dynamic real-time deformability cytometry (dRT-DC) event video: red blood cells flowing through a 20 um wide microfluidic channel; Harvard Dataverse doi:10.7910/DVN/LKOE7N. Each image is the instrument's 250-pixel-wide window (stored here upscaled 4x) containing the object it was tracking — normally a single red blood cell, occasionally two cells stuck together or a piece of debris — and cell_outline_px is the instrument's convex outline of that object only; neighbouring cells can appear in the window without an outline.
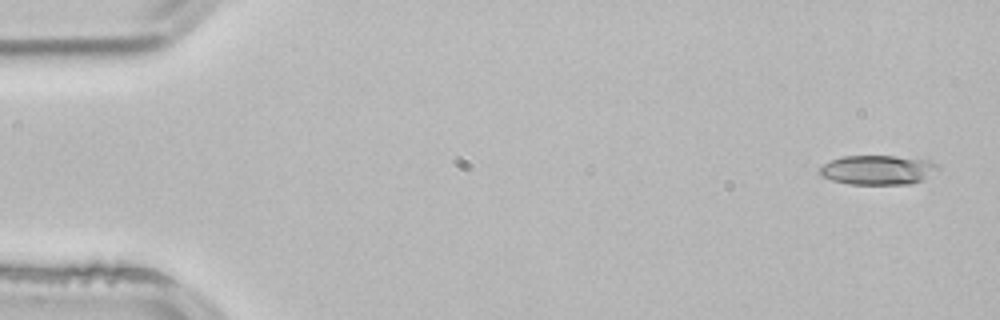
{"species": "common noctule bat (a hibernating species)", "species_latin": "Nyctalus noctula", "temperature_condition": "room temperature", "stored_images_in_passage": 51, "camera_frame_rate_fps": 3000, "um_per_image_px": 0.085, "animal": {"sex": "male", "body_mass_g": 21.5, "forearm_length_mm": 52.0}, "frame": {"image": 1, "passage_image": 1, "time_ms": 0.0, "image_size_px": [1000, 320], "cell_outline_px": [[940, 172], [912, 184], [848, 184], [832, 180], [820, 176], [820, 168], [824, 164], [832, 160], [844, 156], [920, 156], [932, 160], [940, 168]], "centroid_in_image_um": [74.74, 14.43], "position_along_channel_um": 10.3, "area_um2": 20.87}}
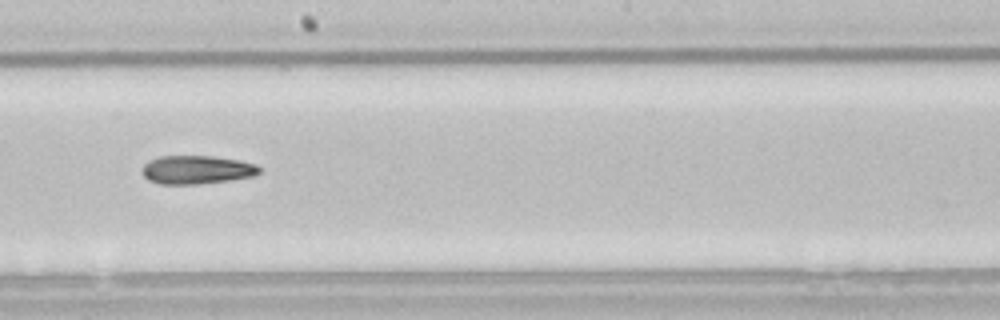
{"frame": {"image": 2, "passage_image": 28, "time_ms": 9.0, "image_size_px": [1000, 320], "cell_outline_px": [[260, 172], [256, 176], [232, 180], [196, 184], [160, 184], [148, 180], [144, 176], [144, 164], [148, 160], [160, 156], [212, 156], [240, 160], [256, 164], [260, 168]], "centroid_in_image_um": [16.76, 14.43], "position_along_channel_um": 231.4, "area_um2": 19.54}}
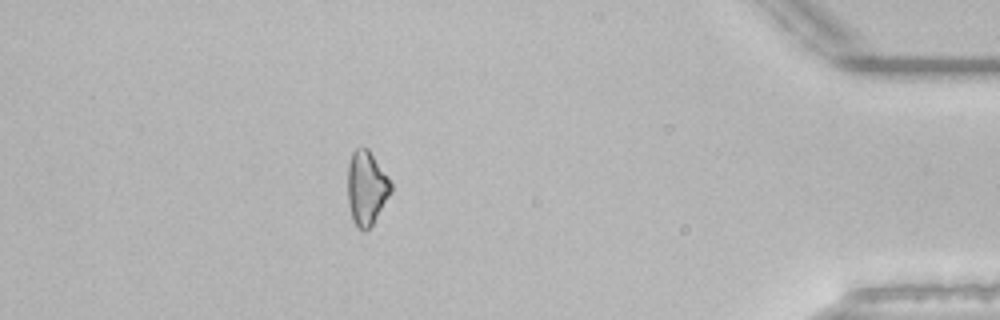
{"frame": {"image": 3, "passage_image": 45, "time_ms": 14.667, "image_size_px": [1000, 320], "cell_outline_px": [[392, 192], [372, 224], [364, 232], [356, 228], [352, 220], [348, 204], [348, 164], [352, 152], [356, 148], [368, 148], [388, 176], [392, 184]], "centroid_in_image_um": [31.15, 15.99], "position_along_channel_um": 404.1, "area_um2": 18.79}}